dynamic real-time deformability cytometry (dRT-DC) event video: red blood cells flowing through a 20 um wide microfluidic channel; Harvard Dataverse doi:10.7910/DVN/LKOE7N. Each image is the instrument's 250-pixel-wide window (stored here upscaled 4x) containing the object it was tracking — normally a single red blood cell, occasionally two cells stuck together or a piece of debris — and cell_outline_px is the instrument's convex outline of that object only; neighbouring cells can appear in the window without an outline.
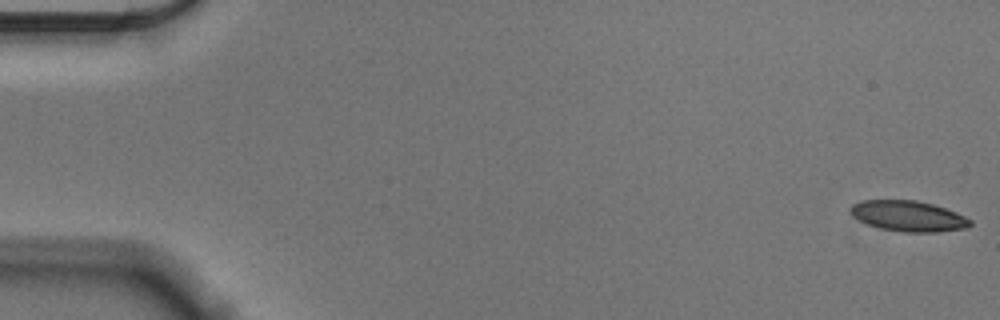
{"species": "Egyptian fruit bat (a non-hibernating species)", "species_latin": "Rousettus aegyptiacus", "temperature_condition": "cold", "stored_images_in_passage": 56, "camera_frame_rate_fps": 3000, "um_per_image_px": 0.085, "animal": {"sex": "male"}, "frame": {"image": 1, "passage_image": 1, "time_ms": 0.0, "image_size_px": [1000, 320], "cell_outline_px": [[972, 224], [968, 228], [936, 232], [904, 232], [880, 228], [868, 224], [852, 216], [848, 208], [852, 204], [860, 200], [916, 200], [932, 204], [956, 212], [972, 220]], "centroid_in_image_um": [77.2, 18.36], "position_along_channel_um": 7.8, "area_um2": 21.44}}
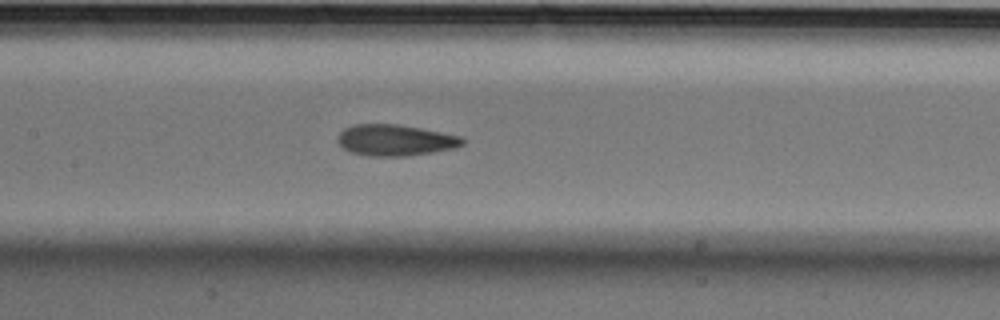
{"frame": {"image": 2, "passage_image": 27, "time_ms": 8.667, "image_size_px": [1000, 320], "cell_outline_px": [[464, 144], [456, 148], [408, 156], [368, 156], [352, 152], [344, 148], [336, 140], [336, 136], [344, 128], [352, 124], [396, 124], [420, 128], [464, 136]], "centroid_in_image_um": [33.6, 11.91], "position_along_channel_um": 173.8, "area_um2": 22.89}}
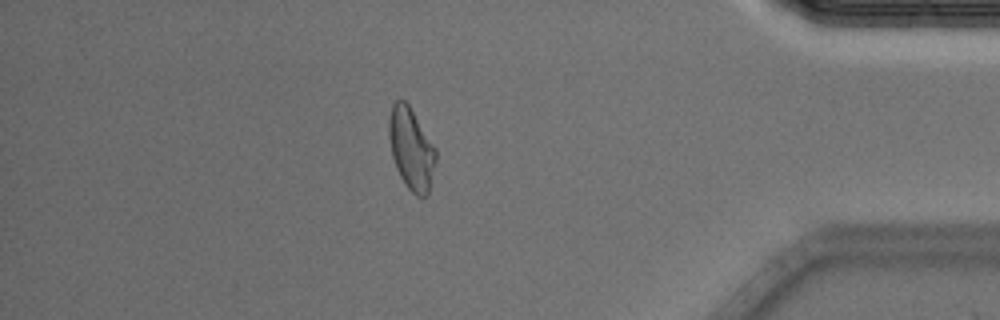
{"frame": {"image": 3, "passage_image": 49, "time_ms": 16.0, "image_size_px": [1000, 320], "cell_outline_px": [[436, 160], [428, 196], [416, 196], [408, 188], [400, 176], [396, 168], [392, 156], [388, 136], [388, 116], [392, 104], [396, 100], [404, 100], [408, 104], [436, 148]], "centroid_in_image_um": [34.94, 12.64], "position_along_channel_um": 400.3, "area_um2": 22.43}, "authors_computed_cell_mechanics": {"area_um2": 22.3108, "velocity_mm_per_s": 3.5624, "shape_relaxation_time_tau1_ms": 11.2722, "shape_relaxation_time_tau2_ms": 2.2592, "deformation_change_tau1": 0.2449, "deformation_change_tau2": 0.0926}}